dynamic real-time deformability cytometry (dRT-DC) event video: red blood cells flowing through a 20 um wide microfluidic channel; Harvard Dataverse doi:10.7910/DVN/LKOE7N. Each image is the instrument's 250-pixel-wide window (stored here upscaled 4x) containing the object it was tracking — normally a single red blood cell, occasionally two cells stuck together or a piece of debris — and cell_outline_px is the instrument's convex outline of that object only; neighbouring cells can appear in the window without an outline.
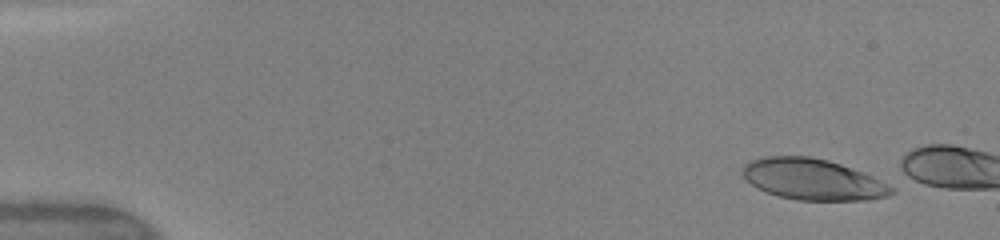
{"species": "human", "species_latin": "Homo sapiens", "temperature_condition": "warm", "stored_images_in_passage": 9, "camera_frame_rate_fps": 3000, "um_per_image_px": 0.085, "donor": {"sex": "female"}, "frame": {"image": 1, "passage_image": 2, "time_ms": 0.333, "image_size_px": [1000, 240], "cell_outline_px": [[896, 192], [888, 196], [868, 200], [796, 200], [780, 196], [756, 188], [744, 176], [744, 164], [748, 160], [764, 156], [808, 156], [828, 160], [840, 164], [896, 184]], "centroid_in_image_um": [69.19, 15.25], "position_along_channel_um": 15.8, "area_um2": 36.01}}